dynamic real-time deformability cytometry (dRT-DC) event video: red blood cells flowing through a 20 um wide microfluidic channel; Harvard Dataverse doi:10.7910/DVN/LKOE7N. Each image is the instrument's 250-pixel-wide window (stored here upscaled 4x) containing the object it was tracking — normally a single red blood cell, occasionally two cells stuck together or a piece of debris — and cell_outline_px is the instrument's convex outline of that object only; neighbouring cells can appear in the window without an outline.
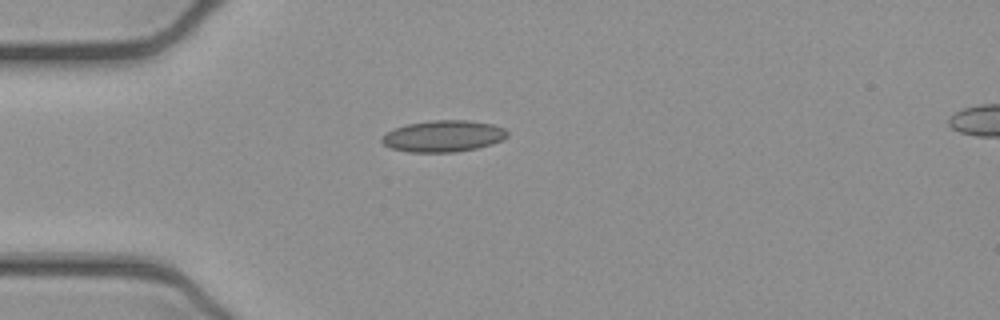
{"species": "common noctule bat (a hibernating species)", "species_latin": "Nyctalus noctula", "temperature_condition": "cold", "stored_images_in_passage": 39, "camera_frame_rate_fps": 3000, "um_per_image_px": 0.085, "animal": {"sex": "female", "body_mass_g": 21.9}, "frame": {"image": 1, "passage_image": 1, "time_ms": 0.0, "image_size_px": [1000, 320], "cell_outline_px": [[508, 136], [504, 140], [492, 144], [476, 148], [456, 152], [408, 152], [392, 148], [384, 144], [380, 140], [380, 136], [392, 128], [408, 124], [432, 120], [468, 120], [492, 124], [504, 128], [508, 132]], "centroid_in_image_um": [37.67, 11.57], "position_along_channel_um": 47.3, "area_um2": 23.24}}
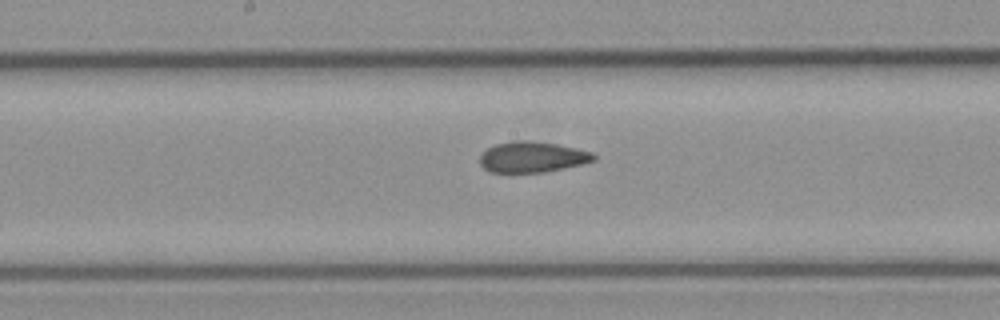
{"frame": {"image": 2, "passage_image": 14, "time_ms": 4.333, "image_size_px": [1000, 320], "cell_outline_px": [[596, 160], [564, 168], [544, 172], [488, 172], [480, 164], [480, 156], [488, 148], [496, 144], [516, 140], [528, 140], [556, 144], [576, 148], [592, 152], [596, 156]], "centroid_in_image_um": [45.24, 13.34], "position_along_channel_um": 203.0, "area_um2": 20.29}}
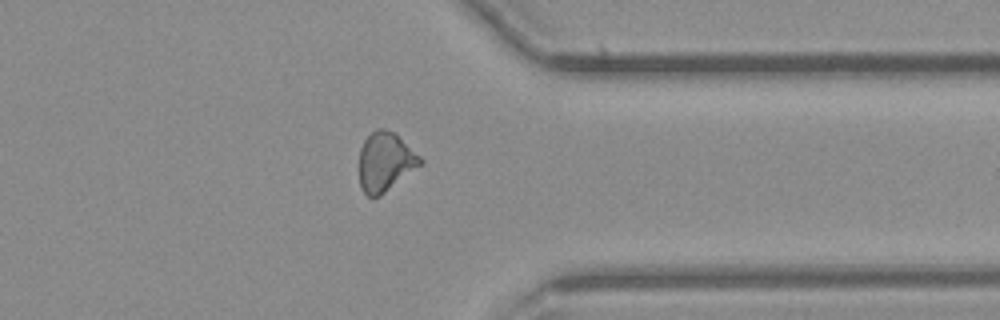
{"frame": {"image": 3, "passage_image": 28, "time_ms": 9.0, "image_size_px": [1000, 320], "cell_outline_px": [[424, 164], [380, 196], [368, 196], [364, 192], [360, 184], [360, 148], [364, 140], [376, 128], [384, 128], [392, 132], [420, 156], [424, 160]], "centroid_in_image_um": [32.77, 13.77], "position_along_channel_um": 378.6, "area_um2": 20.87}, "authors_computed_cell_mechanics": {"area_um2": 20.808, "velocity_mm_per_s": 3.9029, "shape_relaxation_time_tau1_ms": null, "shape_relaxation_time_tau2_ms": 2.3804, "deformation_change_tau1": null, "deformation_change_tau2": 0.0793}}